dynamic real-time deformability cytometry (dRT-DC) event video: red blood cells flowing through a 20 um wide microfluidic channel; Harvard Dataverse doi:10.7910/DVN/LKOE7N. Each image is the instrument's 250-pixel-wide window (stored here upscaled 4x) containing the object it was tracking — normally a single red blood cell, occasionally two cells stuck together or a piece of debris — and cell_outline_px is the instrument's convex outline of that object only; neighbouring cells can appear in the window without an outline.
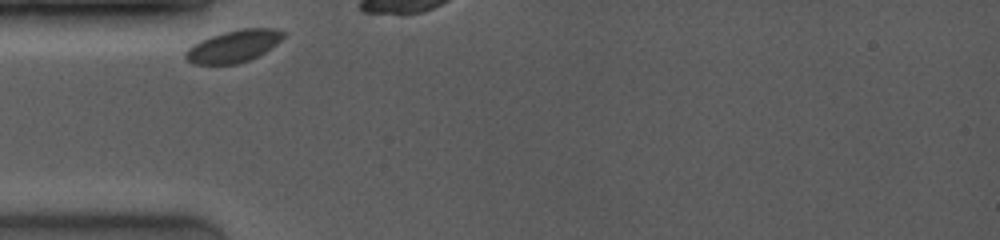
{"species": "common noctule bat (a hibernating species)", "species_latin": "Nyctalus noctula", "temperature_condition": "room temperature", "stored_images_in_passage": 3, "camera_frame_rate_fps": 4000, "um_per_image_px": 0.085, "animal": {"sex": "female", "body_mass_g": 19.0, "forearm_length_mm": 53.3}, "frame": {"image": 1, "passage_image": 1, "time_ms": 0.0, "image_size_px": [1000, 240], "cell_outline_px": [[284, 36], [276, 44], [264, 52], [248, 60], [236, 64], [192, 64], [184, 56], [184, 52], [192, 44], [200, 40], [224, 32], [240, 28], [272, 28], [284, 32]], "centroid_in_image_um": [19.81, 3.92], "position_along_channel_um": 65.2, "area_um2": 18.15}}